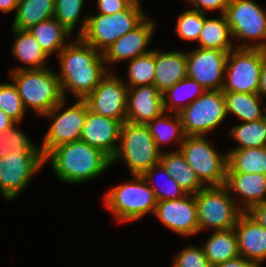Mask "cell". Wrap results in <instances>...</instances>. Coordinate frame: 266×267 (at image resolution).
<instances>
[{
    "label": "cell",
    "mask_w": 266,
    "mask_h": 267,
    "mask_svg": "<svg viewBox=\"0 0 266 267\" xmlns=\"http://www.w3.org/2000/svg\"><path fill=\"white\" fill-rule=\"evenodd\" d=\"M61 74L58 75L63 97L66 90L75 98L85 99L107 75L103 53L86 43L81 37L67 44L59 53Z\"/></svg>",
    "instance_id": "obj_1"
},
{
    "label": "cell",
    "mask_w": 266,
    "mask_h": 267,
    "mask_svg": "<svg viewBox=\"0 0 266 267\" xmlns=\"http://www.w3.org/2000/svg\"><path fill=\"white\" fill-rule=\"evenodd\" d=\"M50 161L59 180L67 183H83L103 173L111 160L99 149L76 141L61 144L44 156V163Z\"/></svg>",
    "instance_id": "obj_2"
},
{
    "label": "cell",
    "mask_w": 266,
    "mask_h": 267,
    "mask_svg": "<svg viewBox=\"0 0 266 267\" xmlns=\"http://www.w3.org/2000/svg\"><path fill=\"white\" fill-rule=\"evenodd\" d=\"M139 0L115 14H97L82 20L78 37L104 53L122 35L132 31L145 18Z\"/></svg>",
    "instance_id": "obj_3"
},
{
    "label": "cell",
    "mask_w": 266,
    "mask_h": 267,
    "mask_svg": "<svg viewBox=\"0 0 266 267\" xmlns=\"http://www.w3.org/2000/svg\"><path fill=\"white\" fill-rule=\"evenodd\" d=\"M11 79L18 90L24 108L44 116L64 97L58 74L48 67L42 69L11 70Z\"/></svg>",
    "instance_id": "obj_4"
},
{
    "label": "cell",
    "mask_w": 266,
    "mask_h": 267,
    "mask_svg": "<svg viewBox=\"0 0 266 267\" xmlns=\"http://www.w3.org/2000/svg\"><path fill=\"white\" fill-rule=\"evenodd\" d=\"M247 44L236 46L229 52L222 91L258 93L266 41Z\"/></svg>",
    "instance_id": "obj_5"
},
{
    "label": "cell",
    "mask_w": 266,
    "mask_h": 267,
    "mask_svg": "<svg viewBox=\"0 0 266 267\" xmlns=\"http://www.w3.org/2000/svg\"><path fill=\"white\" fill-rule=\"evenodd\" d=\"M161 153L146 124L126 121L121 126L118 148L111 164L117 160L125 161L132 176H142L160 163Z\"/></svg>",
    "instance_id": "obj_6"
},
{
    "label": "cell",
    "mask_w": 266,
    "mask_h": 267,
    "mask_svg": "<svg viewBox=\"0 0 266 267\" xmlns=\"http://www.w3.org/2000/svg\"><path fill=\"white\" fill-rule=\"evenodd\" d=\"M105 195V205L119 222L136 221L148 212H155L157 200L147 181L133 175V181L110 189Z\"/></svg>",
    "instance_id": "obj_7"
},
{
    "label": "cell",
    "mask_w": 266,
    "mask_h": 267,
    "mask_svg": "<svg viewBox=\"0 0 266 267\" xmlns=\"http://www.w3.org/2000/svg\"><path fill=\"white\" fill-rule=\"evenodd\" d=\"M231 195L225 185L205 186L195 194L199 231L208 227L229 230L236 226L244 211Z\"/></svg>",
    "instance_id": "obj_8"
},
{
    "label": "cell",
    "mask_w": 266,
    "mask_h": 267,
    "mask_svg": "<svg viewBox=\"0 0 266 267\" xmlns=\"http://www.w3.org/2000/svg\"><path fill=\"white\" fill-rule=\"evenodd\" d=\"M205 136H186L179 150L204 186L225 185L227 154H219Z\"/></svg>",
    "instance_id": "obj_9"
},
{
    "label": "cell",
    "mask_w": 266,
    "mask_h": 267,
    "mask_svg": "<svg viewBox=\"0 0 266 267\" xmlns=\"http://www.w3.org/2000/svg\"><path fill=\"white\" fill-rule=\"evenodd\" d=\"M186 136H205L226 118V101L222 90H206L179 111Z\"/></svg>",
    "instance_id": "obj_10"
},
{
    "label": "cell",
    "mask_w": 266,
    "mask_h": 267,
    "mask_svg": "<svg viewBox=\"0 0 266 267\" xmlns=\"http://www.w3.org/2000/svg\"><path fill=\"white\" fill-rule=\"evenodd\" d=\"M64 105L65 98L44 115L54 120L40 147L43 156L61 144L80 141L87 116V103L84 99H78L74 105L57 115Z\"/></svg>",
    "instance_id": "obj_11"
},
{
    "label": "cell",
    "mask_w": 266,
    "mask_h": 267,
    "mask_svg": "<svg viewBox=\"0 0 266 267\" xmlns=\"http://www.w3.org/2000/svg\"><path fill=\"white\" fill-rule=\"evenodd\" d=\"M42 152H9L0 158V192L10 200L26 188L31 176L44 165Z\"/></svg>",
    "instance_id": "obj_12"
},
{
    "label": "cell",
    "mask_w": 266,
    "mask_h": 267,
    "mask_svg": "<svg viewBox=\"0 0 266 267\" xmlns=\"http://www.w3.org/2000/svg\"><path fill=\"white\" fill-rule=\"evenodd\" d=\"M229 52L196 48L187 55V77L196 80L206 90H222Z\"/></svg>",
    "instance_id": "obj_13"
},
{
    "label": "cell",
    "mask_w": 266,
    "mask_h": 267,
    "mask_svg": "<svg viewBox=\"0 0 266 267\" xmlns=\"http://www.w3.org/2000/svg\"><path fill=\"white\" fill-rule=\"evenodd\" d=\"M128 86L110 72L84 99L88 109L108 118L126 122Z\"/></svg>",
    "instance_id": "obj_14"
},
{
    "label": "cell",
    "mask_w": 266,
    "mask_h": 267,
    "mask_svg": "<svg viewBox=\"0 0 266 267\" xmlns=\"http://www.w3.org/2000/svg\"><path fill=\"white\" fill-rule=\"evenodd\" d=\"M225 16L232 36L266 39V13L253 0H230Z\"/></svg>",
    "instance_id": "obj_15"
},
{
    "label": "cell",
    "mask_w": 266,
    "mask_h": 267,
    "mask_svg": "<svg viewBox=\"0 0 266 267\" xmlns=\"http://www.w3.org/2000/svg\"><path fill=\"white\" fill-rule=\"evenodd\" d=\"M154 215L180 235L190 236L199 232L197 204L193 194L180 199L157 201Z\"/></svg>",
    "instance_id": "obj_16"
},
{
    "label": "cell",
    "mask_w": 266,
    "mask_h": 267,
    "mask_svg": "<svg viewBox=\"0 0 266 267\" xmlns=\"http://www.w3.org/2000/svg\"><path fill=\"white\" fill-rule=\"evenodd\" d=\"M121 126L119 120L94 113L87 106V116L80 141L99 149L112 160L118 148Z\"/></svg>",
    "instance_id": "obj_17"
},
{
    "label": "cell",
    "mask_w": 266,
    "mask_h": 267,
    "mask_svg": "<svg viewBox=\"0 0 266 267\" xmlns=\"http://www.w3.org/2000/svg\"><path fill=\"white\" fill-rule=\"evenodd\" d=\"M163 112V94L154 84L128 88L127 122L147 124Z\"/></svg>",
    "instance_id": "obj_18"
},
{
    "label": "cell",
    "mask_w": 266,
    "mask_h": 267,
    "mask_svg": "<svg viewBox=\"0 0 266 267\" xmlns=\"http://www.w3.org/2000/svg\"><path fill=\"white\" fill-rule=\"evenodd\" d=\"M155 29L152 20L147 17L132 31L122 35L103 53L105 63H116L121 60H133L134 58L147 54L146 50L153 31Z\"/></svg>",
    "instance_id": "obj_19"
},
{
    "label": "cell",
    "mask_w": 266,
    "mask_h": 267,
    "mask_svg": "<svg viewBox=\"0 0 266 267\" xmlns=\"http://www.w3.org/2000/svg\"><path fill=\"white\" fill-rule=\"evenodd\" d=\"M234 230L240 256L260 265L266 259V228L244 212Z\"/></svg>",
    "instance_id": "obj_20"
},
{
    "label": "cell",
    "mask_w": 266,
    "mask_h": 267,
    "mask_svg": "<svg viewBox=\"0 0 266 267\" xmlns=\"http://www.w3.org/2000/svg\"><path fill=\"white\" fill-rule=\"evenodd\" d=\"M225 186L241 198L238 206L247 212L252 206L266 202V175L226 173ZM242 202V206H240Z\"/></svg>",
    "instance_id": "obj_21"
},
{
    "label": "cell",
    "mask_w": 266,
    "mask_h": 267,
    "mask_svg": "<svg viewBox=\"0 0 266 267\" xmlns=\"http://www.w3.org/2000/svg\"><path fill=\"white\" fill-rule=\"evenodd\" d=\"M187 55L181 51H155L154 85L163 94L187 77Z\"/></svg>",
    "instance_id": "obj_22"
},
{
    "label": "cell",
    "mask_w": 266,
    "mask_h": 267,
    "mask_svg": "<svg viewBox=\"0 0 266 267\" xmlns=\"http://www.w3.org/2000/svg\"><path fill=\"white\" fill-rule=\"evenodd\" d=\"M160 164L187 194L195 195L205 187L179 150L168 153L162 152Z\"/></svg>",
    "instance_id": "obj_23"
},
{
    "label": "cell",
    "mask_w": 266,
    "mask_h": 267,
    "mask_svg": "<svg viewBox=\"0 0 266 267\" xmlns=\"http://www.w3.org/2000/svg\"><path fill=\"white\" fill-rule=\"evenodd\" d=\"M203 252L212 267L240 256L238 239L234 228L213 232L204 243Z\"/></svg>",
    "instance_id": "obj_24"
},
{
    "label": "cell",
    "mask_w": 266,
    "mask_h": 267,
    "mask_svg": "<svg viewBox=\"0 0 266 267\" xmlns=\"http://www.w3.org/2000/svg\"><path fill=\"white\" fill-rule=\"evenodd\" d=\"M55 0H20L12 28L27 30L54 17Z\"/></svg>",
    "instance_id": "obj_25"
},
{
    "label": "cell",
    "mask_w": 266,
    "mask_h": 267,
    "mask_svg": "<svg viewBox=\"0 0 266 267\" xmlns=\"http://www.w3.org/2000/svg\"><path fill=\"white\" fill-rule=\"evenodd\" d=\"M226 101V113H233L244 122L256 121L266 117V109L260 107L259 93L223 91ZM265 112V114H263Z\"/></svg>",
    "instance_id": "obj_26"
},
{
    "label": "cell",
    "mask_w": 266,
    "mask_h": 267,
    "mask_svg": "<svg viewBox=\"0 0 266 267\" xmlns=\"http://www.w3.org/2000/svg\"><path fill=\"white\" fill-rule=\"evenodd\" d=\"M226 173L266 175V147L230 150Z\"/></svg>",
    "instance_id": "obj_27"
},
{
    "label": "cell",
    "mask_w": 266,
    "mask_h": 267,
    "mask_svg": "<svg viewBox=\"0 0 266 267\" xmlns=\"http://www.w3.org/2000/svg\"><path fill=\"white\" fill-rule=\"evenodd\" d=\"M12 30L16 37L12 46L14 56L22 63L30 65L29 67H20L16 70L46 68L43 63L48 56L29 31L15 28H12Z\"/></svg>",
    "instance_id": "obj_28"
},
{
    "label": "cell",
    "mask_w": 266,
    "mask_h": 267,
    "mask_svg": "<svg viewBox=\"0 0 266 267\" xmlns=\"http://www.w3.org/2000/svg\"><path fill=\"white\" fill-rule=\"evenodd\" d=\"M36 39L42 50L49 55L60 51L67 45L64 41L71 34L54 17L27 29Z\"/></svg>",
    "instance_id": "obj_29"
},
{
    "label": "cell",
    "mask_w": 266,
    "mask_h": 267,
    "mask_svg": "<svg viewBox=\"0 0 266 267\" xmlns=\"http://www.w3.org/2000/svg\"><path fill=\"white\" fill-rule=\"evenodd\" d=\"M231 35L230 27L225 14L220 18H207L198 38L199 47L206 49H218L226 52L233 50V44L228 39Z\"/></svg>",
    "instance_id": "obj_30"
},
{
    "label": "cell",
    "mask_w": 266,
    "mask_h": 267,
    "mask_svg": "<svg viewBox=\"0 0 266 267\" xmlns=\"http://www.w3.org/2000/svg\"><path fill=\"white\" fill-rule=\"evenodd\" d=\"M182 91H185L187 96L184 95L186 93L181 95L183 93ZM205 91L206 89L202 87L196 80L185 77L163 93L164 110L179 113V111H181L184 107H187ZM182 100L186 101L185 104H183L184 102H182Z\"/></svg>",
    "instance_id": "obj_31"
},
{
    "label": "cell",
    "mask_w": 266,
    "mask_h": 267,
    "mask_svg": "<svg viewBox=\"0 0 266 267\" xmlns=\"http://www.w3.org/2000/svg\"><path fill=\"white\" fill-rule=\"evenodd\" d=\"M164 114L165 112L146 124L159 150H161L160 147L162 144L174 139L177 144L179 143L181 145L186 137L178 113H174L173 116L175 118L170 116V119L168 116H164Z\"/></svg>",
    "instance_id": "obj_32"
},
{
    "label": "cell",
    "mask_w": 266,
    "mask_h": 267,
    "mask_svg": "<svg viewBox=\"0 0 266 267\" xmlns=\"http://www.w3.org/2000/svg\"><path fill=\"white\" fill-rule=\"evenodd\" d=\"M229 133L240 144L232 150L266 147V117L242 122L232 127Z\"/></svg>",
    "instance_id": "obj_33"
},
{
    "label": "cell",
    "mask_w": 266,
    "mask_h": 267,
    "mask_svg": "<svg viewBox=\"0 0 266 267\" xmlns=\"http://www.w3.org/2000/svg\"><path fill=\"white\" fill-rule=\"evenodd\" d=\"M128 88L153 85L155 79V50L129 61Z\"/></svg>",
    "instance_id": "obj_34"
},
{
    "label": "cell",
    "mask_w": 266,
    "mask_h": 267,
    "mask_svg": "<svg viewBox=\"0 0 266 267\" xmlns=\"http://www.w3.org/2000/svg\"><path fill=\"white\" fill-rule=\"evenodd\" d=\"M15 126L16 124L0 133V158L9 152H42L40 147L33 145L29 137Z\"/></svg>",
    "instance_id": "obj_35"
},
{
    "label": "cell",
    "mask_w": 266,
    "mask_h": 267,
    "mask_svg": "<svg viewBox=\"0 0 266 267\" xmlns=\"http://www.w3.org/2000/svg\"><path fill=\"white\" fill-rule=\"evenodd\" d=\"M161 171L165 176V178L168 181V185L163 186L161 189H159L157 186L152 185L154 181V175L156 174V171ZM142 177L147 181L150 188L154 191V195L156 197L157 201H165V200H174V199H180L188 195L176 182L174 179L170 177L166 169L159 163L157 165H154L152 168H150L148 171H146Z\"/></svg>",
    "instance_id": "obj_36"
},
{
    "label": "cell",
    "mask_w": 266,
    "mask_h": 267,
    "mask_svg": "<svg viewBox=\"0 0 266 267\" xmlns=\"http://www.w3.org/2000/svg\"><path fill=\"white\" fill-rule=\"evenodd\" d=\"M0 109L16 124L24 117L26 109L14 83L0 84Z\"/></svg>",
    "instance_id": "obj_37"
},
{
    "label": "cell",
    "mask_w": 266,
    "mask_h": 267,
    "mask_svg": "<svg viewBox=\"0 0 266 267\" xmlns=\"http://www.w3.org/2000/svg\"><path fill=\"white\" fill-rule=\"evenodd\" d=\"M205 22V14L191 9L179 15L176 32L182 40H198Z\"/></svg>",
    "instance_id": "obj_38"
},
{
    "label": "cell",
    "mask_w": 266,
    "mask_h": 267,
    "mask_svg": "<svg viewBox=\"0 0 266 267\" xmlns=\"http://www.w3.org/2000/svg\"><path fill=\"white\" fill-rule=\"evenodd\" d=\"M84 0H55L54 18L70 33L81 15Z\"/></svg>",
    "instance_id": "obj_39"
},
{
    "label": "cell",
    "mask_w": 266,
    "mask_h": 267,
    "mask_svg": "<svg viewBox=\"0 0 266 267\" xmlns=\"http://www.w3.org/2000/svg\"><path fill=\"white\" fill-rule=\"evenodd\" d=\"M172 267H212L202 247L188 246L178 253Z\"/></svg>",
    "instance_id": "obj_40"
},
{
    "label": "cell",
    "mask_w": 266,
    "mask_h": 267,
    "mask_svg": "<svg viewBox=\"0 0 266 267\" xmlns=\"http://www.w3.org/2000/svg\"><path fill=\"white\" fill-rule=\"evenodd\" d=\"M134 0H97L99 14L111 15L125 10Z\"/></svg>",
    "instance_id": "obj_41"
},
{
    "label": "cell",
    "mask_w": 266,
    "mask_h": 267,
    "mask_svg": "<svg viewBox=\"0 0 266 267\" xmlns=\"http://www.w3.org/2000/svg\"><path fill=\"white\" fill-rule=\"evenodd\" d=\"M230 0H195L192 5L194 10L200 11L204 14L205 10L220 9L221 14H225Z\"/></svg>",
    "instance_id": "obj_42"
},
{
    "label": "cell",
    "mask_w": 266,
    "mask_h": 267,
    "mask_svg": "<svg viewBox=\"0 0 266 267\" xmlns=\"http://www.w3.org/2000/svg\"><path fill=\"white\" fill-rule=\"evenodd\" d=\"M246 213L258 224L266 228V202L252 206Z\"/></svg>",
    "instance_id": "obj_43"
},
{
    "label": "cell",
    "mask_w": 266,
    "mask_h": 267,
    "mask_svg": "<svg viewBox=\"0 0 266 267\" xmlns=\"http://www.w3.org/2000/svg\"><path fill=\"white\" fill-rule=\"evenodd\" d=\"M214 267H261L259 264L248 260L242 256H238L223 263L217 264Z\"/></svg>",
    "instance_id": "obj_44"
},
{
    "label": "cell",
    "mask_w": 266,
    "mask_h": 267,
    "mask_svg": "<svg viewBox=\"0 0 266 267\" xmlns=\"http://www.w3.org/2000/svg\"><path fill=\"white\" fill-rule=\"evenodd\" d=\"M13 125L15 122L0 109V133L9 130Z\"/></svg>",
    "instance_id": "obj_45"
},
{
    "label": "cell",
    "mask_w": 266,
    "mask_h": 267,
    "mask_svg": "<svg viewBox=\"0 0 266 267\" xmlns=\"http://www.w3.org/2000/svg\"><path fill=\"white\" fill-rule=\"evenodd\" d=\"M20 0H0V11L9 13L17 8Z\"/></svg>",
    "instance_id": "obj_46"
},
{
    "label": "cell",
    "mask_w": 266,
    "mask_h": 267,
    "mask_svg": "<svg viewBox=\"0 0 266 267\" xmlns=\"http://www.w3.org/2000/svg\"><path fill=\"white\" fill-rule=\"evenodd\" d=\"M258 93L260 94V96H266V58L263 60V65L261 68Z\"/></svg>",
    "instance_id": "obj_47"
},
{
    "label": "cell",
    "mask_w": 266,
    "mask_h": 267,
    "mask_svg": "<svg viewBox=\"0 0 266 267\" xmlns=\"http://www.w3.org/2000/svg\"><path fill=\"white\" fill-rule=\"evenodd\" d=\"M195 0H188V2H190L191 4L194 2Z\"/></svg>",
    "instance_id": "obj_48"
}]
</instances>
